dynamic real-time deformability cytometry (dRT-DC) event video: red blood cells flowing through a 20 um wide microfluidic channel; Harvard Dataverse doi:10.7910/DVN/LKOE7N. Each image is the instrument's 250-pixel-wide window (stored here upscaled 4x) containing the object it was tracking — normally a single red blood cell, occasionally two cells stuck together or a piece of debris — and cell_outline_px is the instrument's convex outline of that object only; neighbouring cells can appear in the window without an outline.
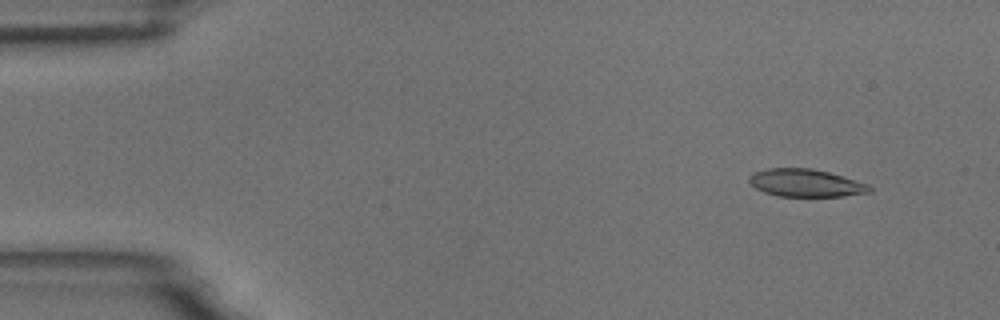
{"species": "common noctule bat (a hibernating species)", "species_latin": "Nyctalus noctula", "temperature_condition": "room temperature", "stored_images_in_passage": 6, "camera_frame_rate_fps": 3000, "um_per_image_px": 0.085, "animal": {"sex": "male", "body_mass_g": 18.8}, "frame": {"image": 1, "passage_image": 2, "time_ms": 1.333, "image_size_px": [1000, 320], "cell_outline_px": [[872, 192], [844, 196], [776, 196], [764, 192], [756, 188], [748, 180], [748, 176], [752, 172], [768, 168], [812, 168], [828, 172], [868, 184], [872, 188]], "centroid_in_image_um": [68.46, 15.55], "position_along_channel_um": 16.5, "area_um2": 19.42}}
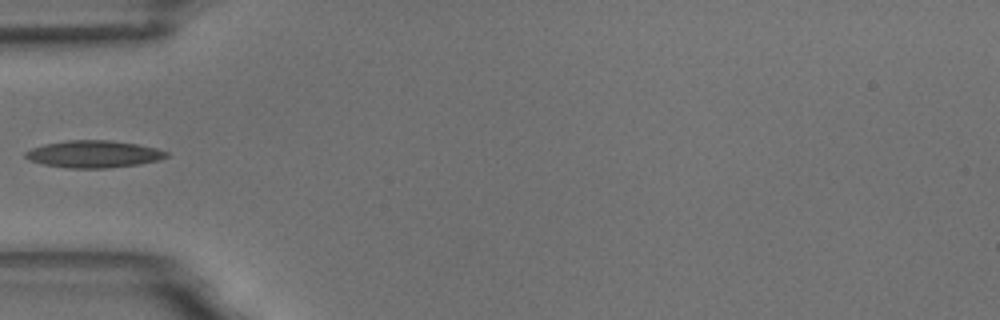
{"frame": {"image": 2, "passage_image": 5, "time_ms": 5.667, "image_size_px": [1000, 320], "cell_outline_px": [[168, 156], [160, 160], [136, 164], [108, 168], [68, 168], [44, 164], [28, 160], [24, 156], [24, 152], [32, 148], [44, 144], [68, 140], [108, 140], [136, 144], [156, 148], [168, 152]], "centroid_in_image_um": [7.94, 13.1], "position_along_channel_um": 77.1, "area_um2": 22.2}}